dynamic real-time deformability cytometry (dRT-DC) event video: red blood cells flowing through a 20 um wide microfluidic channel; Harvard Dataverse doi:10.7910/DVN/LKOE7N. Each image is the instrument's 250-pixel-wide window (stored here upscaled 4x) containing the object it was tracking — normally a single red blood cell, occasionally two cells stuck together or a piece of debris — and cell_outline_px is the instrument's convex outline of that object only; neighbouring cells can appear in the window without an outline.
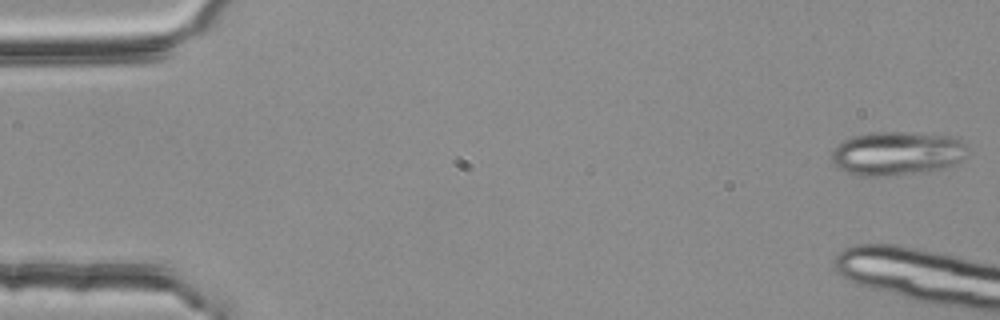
{"species": "common noctule bat (a hibernating species)", "species_latin": "Nyctalus noctula", "temperature_condition": "room temperature", "stored_images_in_passage": 6, "camera_frame_rate_fps": 3000, "um_per_image_px": 0.085, "animal": {"sex": "female", "body_mass_g": 25.1}, "frame": {"image": 1, "passage_image": 1, "time_ms": 0.0, "image_size_px": [1000, 320], "cell_outline_px": [[968, 148], [964, 156], [960, 160], [944, 168], [916, 172], [884, 176], [860, 176], [836, 168], [832, 160], [832, 152], [836, 144], [852, 136], [872, 132], [904, 132], [952, 136], [964, 144]], "centroid_in_image_um": [76.19, 13.03], "position_along_channel_um": 8.8, "area_um2": 34.45}}